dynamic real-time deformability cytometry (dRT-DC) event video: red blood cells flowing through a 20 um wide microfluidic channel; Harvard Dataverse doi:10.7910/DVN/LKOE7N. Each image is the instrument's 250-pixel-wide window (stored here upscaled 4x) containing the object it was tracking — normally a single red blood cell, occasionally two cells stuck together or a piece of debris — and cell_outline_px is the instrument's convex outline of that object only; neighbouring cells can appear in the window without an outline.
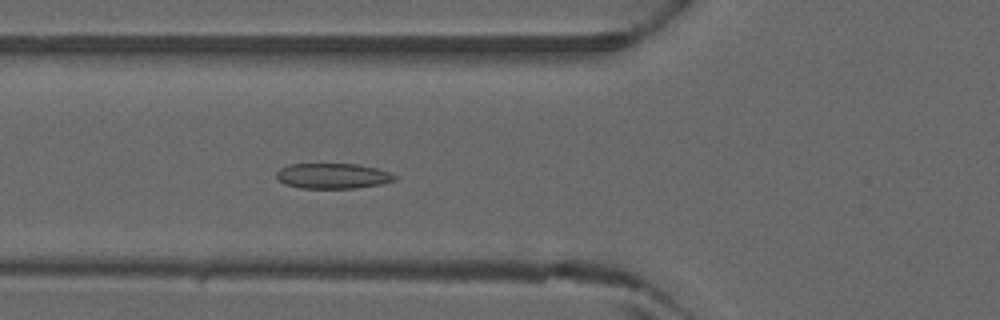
{"species": "common noctule bat (a hibernating species)", "species_latin": "Nyctalus noctula", "temperature_condition": "warm", "stored_images_in_passage": 46, "camera_frame_rate_fps": 3000, "um_per_image_px": 0.085, "animal": {"sex": "male", "forearm_length_mm": 52.5}, "frame": {"image": 1, "passage_image": 17, "time_ms": 5.333, "image_size_px": [1000, 320], "cell_outline_px": [[396, 180], [380, 184], [356, 188], [300, 188], [284, 184], [276, 180], [276, 172], [280, 168], [288, 164], [356, 164], [376, 168], [392, 172], [396, 176]], "centroid_in_image_um": [28.26, 14.95], "position_along_channel_um": 97.5, "area_um2": 17.63}}
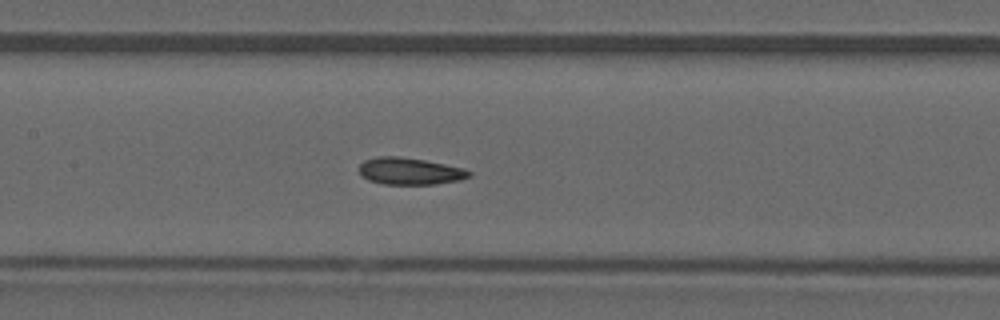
{"frame": {"image": 2, "passage_image": 22, "time_ms": 7.0, "image_size_px": [1000, 320], "cell_outline_px": [[472, 176], [460, 180], [436, 184], [384, 184], [368, 180], [360, 176], [360, 164], [364, 160], [380, 156], [400, 156], [424, 160], [464, 168], [472, 172]], "centroid_in_image_um": [34.84, 14.55], "position_along_channel_um": 172.6, "area_um2": 17.34}}
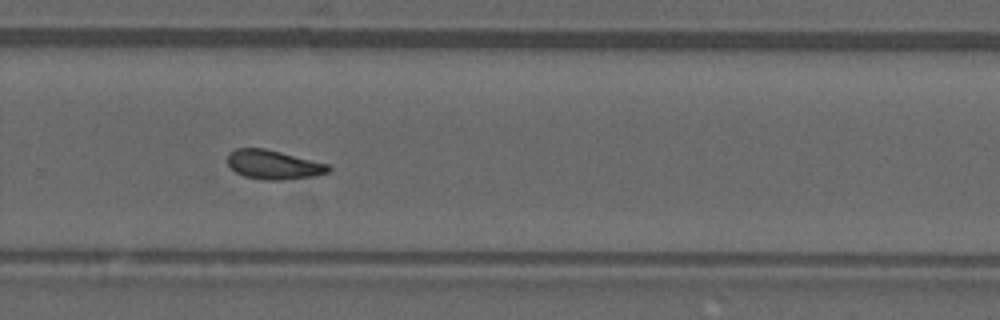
{"frame": {"image": 3, "passage_image": 31, "time_ms": 10.0, "image_size_px": [1000, 320], "cell_outline_px": [[332, 168], [328, 172], [312, 176], [284, 180], [264, 180], [244, 176], [236, 172], [228, 164], [228, 152], [236, 148], [264, 148], [328, 164]], "centroid_in_image_um": [23.23, 14.0], "position_along_channel_um": 306.6, "area_um2": 16.99}}